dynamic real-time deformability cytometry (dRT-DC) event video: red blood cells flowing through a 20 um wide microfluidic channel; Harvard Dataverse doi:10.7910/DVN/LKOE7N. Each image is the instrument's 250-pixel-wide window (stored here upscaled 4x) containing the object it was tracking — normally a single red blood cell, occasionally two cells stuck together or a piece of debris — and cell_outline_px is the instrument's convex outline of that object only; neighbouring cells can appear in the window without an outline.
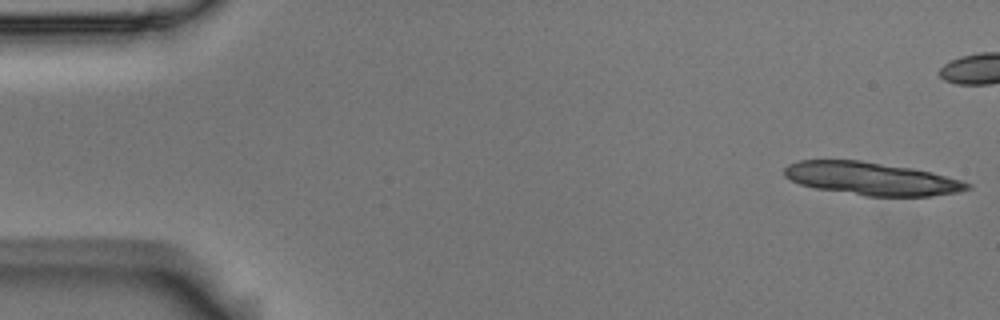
{"species": "Egyptian fruit bat (a non-hibernating species)", "species_latin": "Rousettus aegyptiacus", "temperature_condition": "room temperature", "stored_images_in_passage": 13, "camera_frame_rate_fps": 3000, "um_per_image_px": 0.085, "animal": {"sex": "male"}, "frame": {"image": 1, "passage_image": 1, "time_ms": 0.0, "image_size_px": [1000, 320], "cell_outline_px": [[972, 188], [956, 192], [932, 196], [864, 196], [816, 188], [800, 184], [784, 176], [784, 168], [788, 164], [800, 160], [860, 160], [912, 168], [932, 172], [960, 180], [972, 184]], "centroid_in_image_um": [74.07, 15.18], "position_along_channel_um": 10.9, "area_um2": 35.03}}